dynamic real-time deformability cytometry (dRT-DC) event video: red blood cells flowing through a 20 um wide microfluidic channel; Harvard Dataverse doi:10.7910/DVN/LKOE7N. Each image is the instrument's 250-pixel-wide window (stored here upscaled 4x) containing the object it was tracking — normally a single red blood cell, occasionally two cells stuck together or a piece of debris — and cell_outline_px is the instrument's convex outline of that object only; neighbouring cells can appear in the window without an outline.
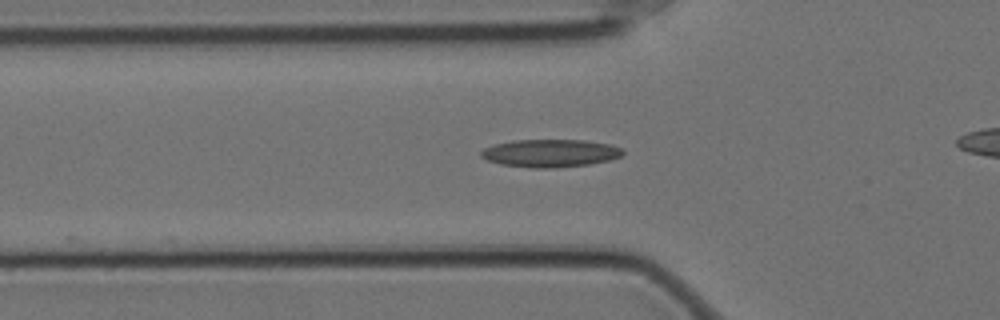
{"species": "Egyptian fruit bat (a non-hibernating species)", "species_latin": "Rousettus aegyptiacus", "temperature_condition": "cold", "stored_images_in_passage": 10, "camera_frame_rate_fps": 3000, "um_per_image_px": 0.085, "animal": {"sex": "female"}, "frame": {"image": 1, "passage_image": 6, "time_ms": 1.667, "image_size_px": [1000, 320], "cell_outline_px": [[624, 152], [620, 156], [612, 160], [588, 164], [556, 168], [532, 168], [500, 164], [488, 160], [480, 156], [480, 152], [484, 148], [492, 144], [512, 140], [584, 140], [612, 144], [624, 148]], "centroid_in_image_um": [46.79, 13.01], "position_along_channel_um": 79.0, "area_um2": 23.24}}
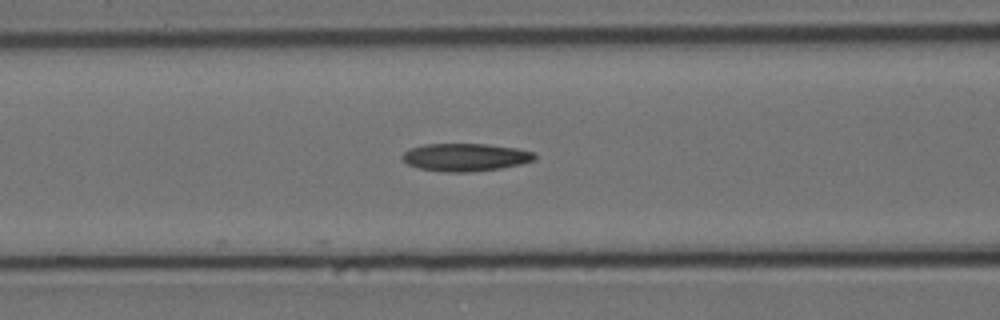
{"frame": {"image": 2, "passage_image": 10, "time_ms": 3.0, "image_size_px": [1000, 320], "cell_outline_px": [[536, 160], [520, 164], [500, 168], [472, 172], [448, 172], [420, 168], [408, 164], [400, 156], [408, 148], [424, 144], [488, 144], [516, 148], [536, 152]], "centroid_in_image_um": [39.57, 13.35], "position_along_channel_um": 127.0, "area_um2": 21.5}}